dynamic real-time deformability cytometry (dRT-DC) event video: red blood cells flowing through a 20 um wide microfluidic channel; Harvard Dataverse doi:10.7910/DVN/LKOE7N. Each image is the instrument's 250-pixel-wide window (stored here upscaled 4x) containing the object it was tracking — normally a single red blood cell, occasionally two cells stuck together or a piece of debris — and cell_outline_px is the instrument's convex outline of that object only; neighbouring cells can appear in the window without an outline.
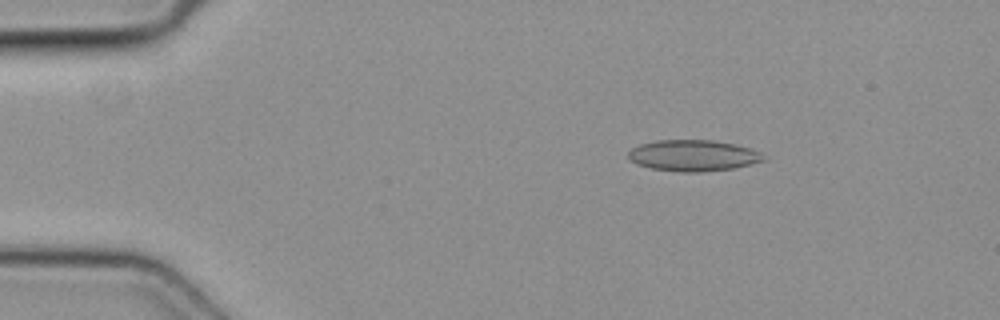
{"species": "common noctule bat (a hibernating species)", "species_latin": "Nyctalus noctula", "temperature_condition": "cold", "stored_images_in_passage": 7, "camera_frame_rate_fps": 3000, "um_per_image_px": 0.085, "animal": {"sex": "female", "body_mass_g": 19.3, "forearm_length_mm": 54.1}, "frame": {"image": 1, "passage_image": 1, "time_ms": 0.0, "image_size_px": [1000, 320], "cell_outline_px": [[768, 160], [732, 168], [700, 172], [680, 172], [652, 168], [636, 164], [628, 156], [628, 152], [632, 148], [640, 144], [656, 140], [712, 140], [736, 144], [748, 148], [756, 152]], "centroid_in_image_um": [58.89, 13.22], "position_along_channel_um": 26.1, "area_um2": 24.33}}